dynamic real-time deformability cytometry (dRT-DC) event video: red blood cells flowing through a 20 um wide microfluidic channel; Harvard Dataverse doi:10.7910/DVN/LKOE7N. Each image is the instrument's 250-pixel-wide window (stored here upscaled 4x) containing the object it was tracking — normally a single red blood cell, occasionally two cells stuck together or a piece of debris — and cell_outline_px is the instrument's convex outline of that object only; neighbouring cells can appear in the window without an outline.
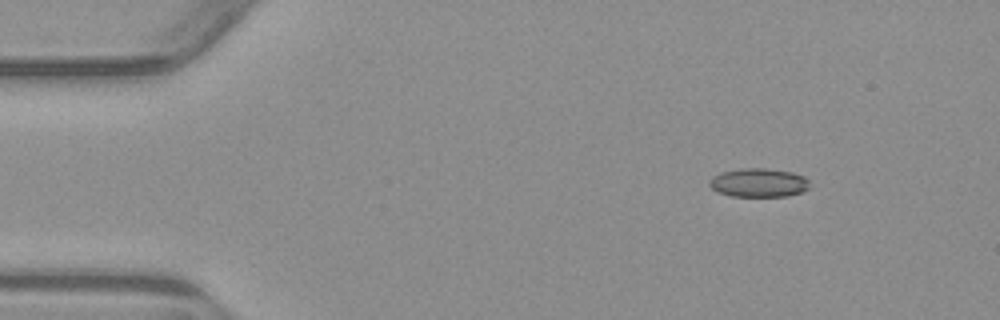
{"species": "common noctule bat (a hibernating species)", "species_latin": "Nyctalus noctula", "temperature_condition": "warm", "stored_images_in_passage": 3, "camera_frame_rate_fps": 3000, "um_per_image_px": 0.085, "animal": {"sex": "male", "body_mass_g": 23.1, "forearm_length_mm": 52.7}, "frame": {"image": 1, "passage_image": 1, "time_ms": 0.0, "image_size_px": [1000, 320], "cell_outline_px": [[808, 188], [804, 192], [788, 196], [732, 196], [720, 192], [712, 188], [708, 184], [708, 180], [712, 176], [720, 172], [740, 168], [764, 168], [792, 172], [804, 176], [808, 180]], "centroid_in_image_um": [64.48, 15.52], "position_along_channel_um": 20.5, "area_um2": 16.88}}